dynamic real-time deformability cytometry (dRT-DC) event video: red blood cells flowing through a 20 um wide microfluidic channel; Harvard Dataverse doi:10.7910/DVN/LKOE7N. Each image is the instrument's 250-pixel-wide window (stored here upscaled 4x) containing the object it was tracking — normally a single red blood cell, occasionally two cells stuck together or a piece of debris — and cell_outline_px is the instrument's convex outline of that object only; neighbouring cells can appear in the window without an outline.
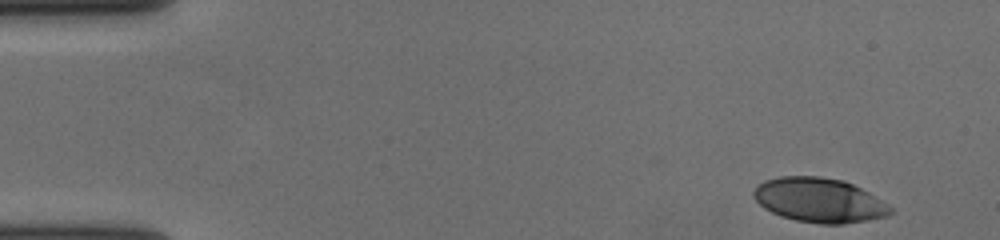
{"species": "human", "species_latin": "Homo sapiens", "temperature_condition": "cold", "stored_images_in_passage": 54, "camera_frame_rate_fps": 3000, "um_per_image_px": 0.085, "donor": {"sex": "female"}, "frame": {"image": 1, "passage_image": 1, "time_ms": 0.0, "image_size_px": [1000, 240], "cell_outline_px": [[892, 212], [888, 216], [844, 224], [820, 224], [796, 220], [780, 216], [764, 208], [752, 196], [752, 192], [756, 184], [764, 180], [780, 176], [820, 176], [844, 180], [868, 192], [888, 204], [892, 208]], "centroid_in_image_um": [69.6, 17.01], "position_along_channel_um": 15.4, "area_um2": 35.6}}
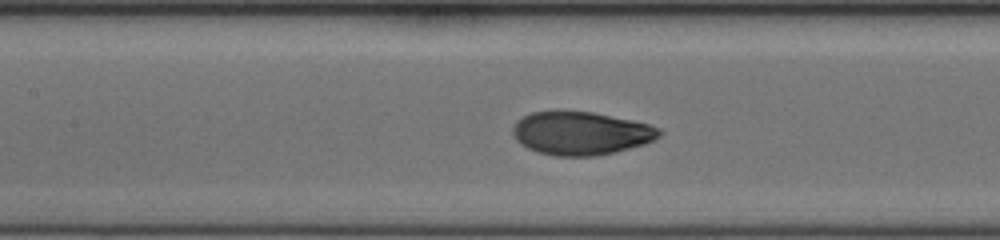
{"frame": {"image": 2, "passage_image": 23, "time_ms": 7.333, "image_size_px": [1000, 240], "cell_outline_px": [[664, 132], [660, 136], [644, 144], [616, 152], [596, 156], [556, 156], [536, 152], [520, 144], [516, 140], [512, 132], [512, 128], [516, 120], [532, 112], [592, 112], [632, 120], [648, 124], [660, 128]], "centroid_in_image_um": [49.38, 11.34], "position_along_channel_um": 158.0, "area_um2": 36.88}}
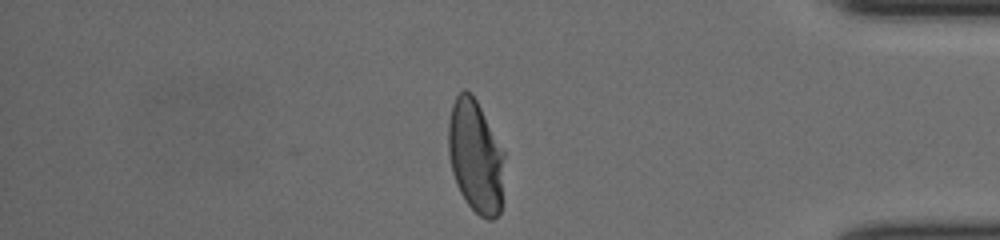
{"frame": {"image": 3, "passage_image": 45, "time_ms": 14.667, "image_size_px": [1000, 240], "cell_outline_px": [[504, 156], [500, 212], [492, 220], [488, 220], [480, 216], [468, 204], [460, 192], [456, 184], [452, 172], [448, 152], [448, 124], [452, 104], [456, 96], [464, 88], [472, 92], [504, 152]], "centroid_in_image_um": [40.4, 13.28], "position_along_channel_um": 394.8, "area_um2": 36.76}, "authors_computed_cell_mechanics": {"area_um2": 37.3388, "velocity_mm_per_s": 3.6266, "shape_relaxation_time_tau1_ms": 3.8375, "shape_relaxation_time_tau2_ms": null, "deformation_change_tau1": 0.1973, "deformation_change_tau2": null}}